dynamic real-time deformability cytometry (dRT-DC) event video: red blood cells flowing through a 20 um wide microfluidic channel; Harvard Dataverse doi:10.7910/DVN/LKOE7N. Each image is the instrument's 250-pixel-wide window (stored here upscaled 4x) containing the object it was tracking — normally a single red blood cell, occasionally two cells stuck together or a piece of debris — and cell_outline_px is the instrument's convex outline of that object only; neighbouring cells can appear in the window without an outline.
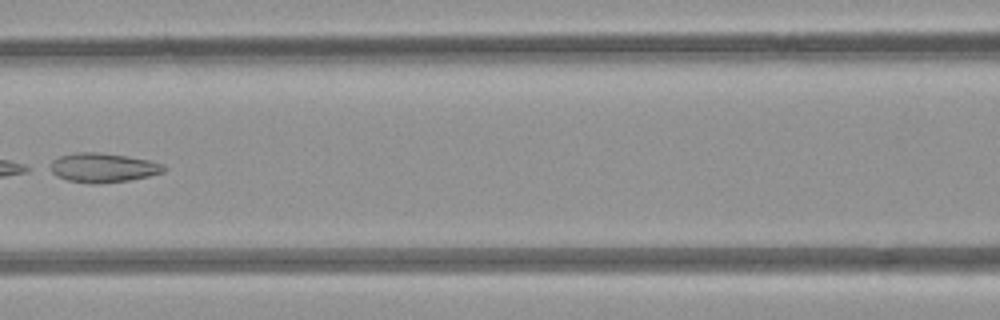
{"species": "common noctule bat (a hibernating species)", "species_latin": "Nyctalus noctula", "temperature_condition": "room temperature", "stored_images_in_passage": 6, "camera_frame_rate_fps": 3000, "um_per_image_px": 0.085, "animal": {"sex": "female", "body_mass_g": 21.9}, "frame": {"image": 1, "passage_image": 5, "time_ms": 5.333, "image_size_px": [1000, 320], "cell_outline_px": [[168, 168], [164, 172], [148, 176], [128, 180], [96, 184], [92, 184], [68, 180], [56, 176], [44, 168], [52, 160], [60, 156], [76, 152], [100, 152], [128, 156], [148, 160], [164, 164]], "centroid_in_image_um": [8.7, 14.24], "position_along_channel_um": 157.9, "area_um2": 19.77}}
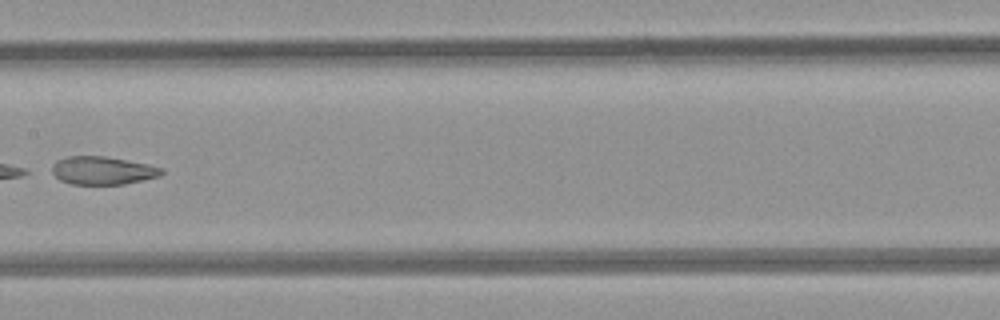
{"frame": {"image": 2, "passage_image": 6, "time_ms": 6.333, "image_size_px": [1000, 320], "cell_outline_px": [[164, 172], [160, 176], [124, 184], [72, 184], [60, 180], [52, 172], [52, 164], [56, 160], [68, 156], [104, 156], [148, 164], [164, 168]], "centroid_in_image_um": [8.73, 14.49], "position_along_channel_um": 198.7, "area_um2": 17.92}}